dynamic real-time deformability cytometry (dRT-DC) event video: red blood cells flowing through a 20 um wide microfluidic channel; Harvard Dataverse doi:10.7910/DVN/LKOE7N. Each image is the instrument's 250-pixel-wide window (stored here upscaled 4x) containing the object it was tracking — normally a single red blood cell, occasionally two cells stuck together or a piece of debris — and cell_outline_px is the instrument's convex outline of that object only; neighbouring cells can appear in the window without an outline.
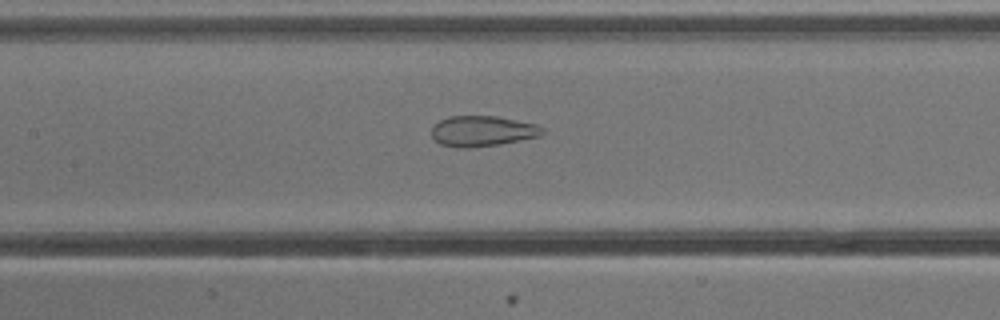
{"species": "common noctule bat (a hibernating species)", "species_latin": "Nyctalus noctula", "temperature_condition": "cold", "stored_images_in_passage": 40, "camera_frame_rate_fps": 3000, "um_per_image_px": 0.085, "animal": {"sex": "male", "body_mass_g": 13.3}, "frame": {"image": 1, "passage_image": 12, "time_ms": 3.667, "image_size_px": [1000, 320], "cell_outline_px": [[544, 132], [540, 136], [500, 144], [468, 148], [456, 148], [440, 144], [432, 136], [432, 124], [448, 116], [496, 116], [536, 124], [544, 128]], "centroid_in_image_um": [40.98, 11.14], "position_along_channel_um": 166.4, "area_um2": 19.83}}
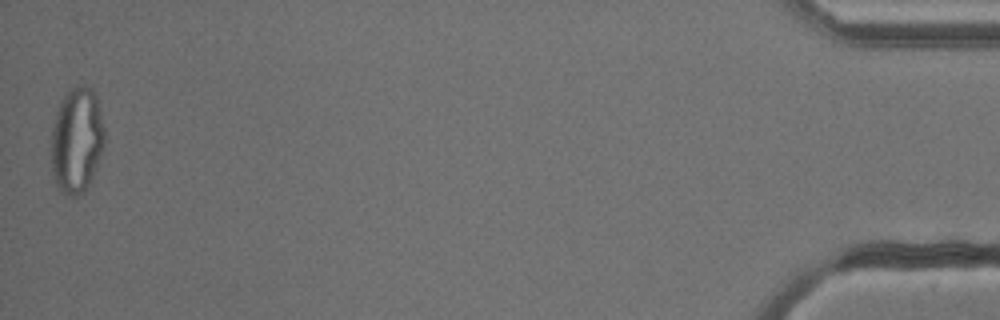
{"frame": {"image": 2, "passage_image": 40, "time_ms": 13.0, "image_size_px": [1000, 320], "cell_outline_px": [[104, 144], [96, 168], [84, 192], [76, 196], [68, 196], [60, 192], [56, 188], [52, 172], [52, 128], [56, 112], [60, 100], [68, 88], [76, 84], [80, 84], [92, 88], [96, 96], [104, 128]], "centroid_in_image_um": [6.5, 11.9], "position_along_channel_um": 428.7, "area_um2": 33.12}, "authors_computed_cell_mechanics": {"area_um2": 24.9696, "velocity_mm_per_s": 3.8698, "shape_relaxation_time_tau1_ms": null, "shape_relaxation_time_tau2_ms": 1.3648, "deformation_change_tau1": null, "deformation_change_tau2": 0.0963}}